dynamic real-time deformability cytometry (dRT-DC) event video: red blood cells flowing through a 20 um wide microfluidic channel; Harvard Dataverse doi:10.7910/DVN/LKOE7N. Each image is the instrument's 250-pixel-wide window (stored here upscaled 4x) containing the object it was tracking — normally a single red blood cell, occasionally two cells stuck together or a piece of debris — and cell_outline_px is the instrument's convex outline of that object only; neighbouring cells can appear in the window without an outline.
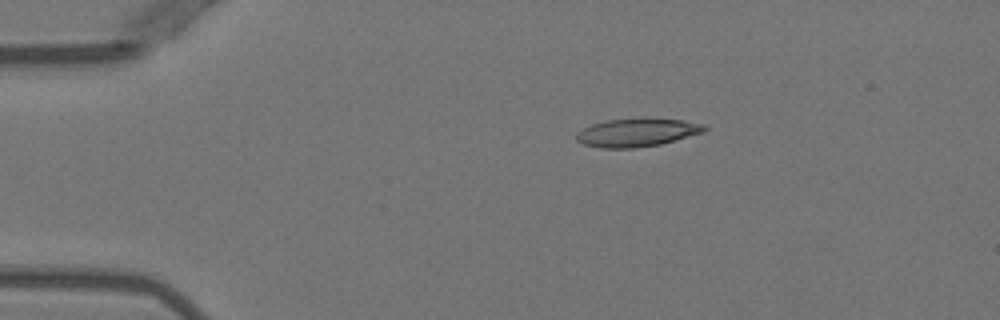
{"species": "Egyptian fruit bat (a non-hibernating species)", "species_latin": "Rousettus aegyptiacus", "temperature_condition": "warm", "stored_images_in_passage": 5, "camera_frame_rate_fps": 3000, "um_per_image_px": 0.085, "animal": {"sex": "female"}, "frame": {"image": 1, "passage_image": 2, "time_ms": 2.667, "image_size_px": [1000, 320], "cell_outline_px": [[708, 128], [704, 132], [660, 144], [636, 148], [600, 148], [584, 144], [576, 140], [576, 132], [592, 124], [608, 120], [644, 116], [684, 120], [708, 124]], "centroid_in_image_um": [54.2, 11.23], "position_along_channel_um": 30.8, "area_um2": 21.68}}
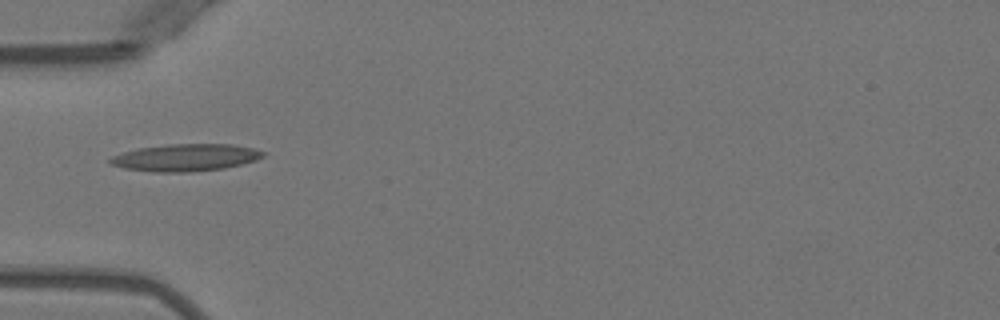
{"frame": {"image": 2, "passage_image": 4, "time_ms": 5.0, "image_size_px": [1000, 320], "cell_outline_px": [[264, 156], [256, 160], [224, 168], [192, 172], [156, 172], [124, 168], [108, 164], [108, 160], [112, 156], [136, 148], [168, 144], [232, 144], [252, 148], [264, 152]], "centroid_in_image_um": [15.73, 13.39], "position_along_channel_um": 69.3, "area_um2": 24.22}}
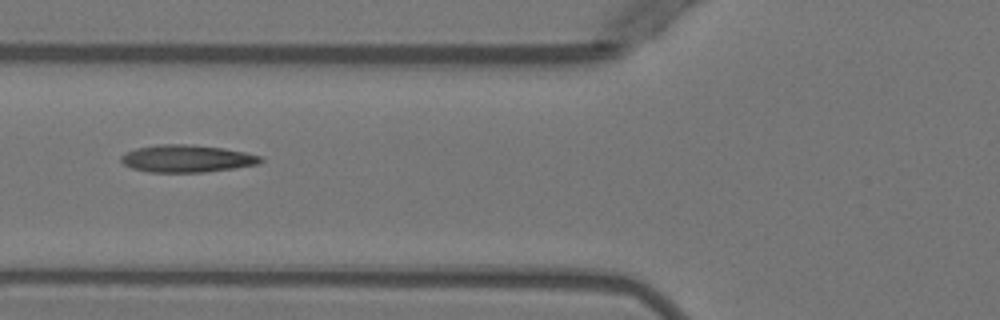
{"frame": {"image": 3, "passage_image": 5, "time_ms": 6.0, "image_size_px": [1000, 320], "cell_outline_px": [[264, 160], [260, 164], [204, 172], [148, 172], [132, 168], [124, 164], [120, 160], [120, 156], [136, 148], [156, 144], [184, 144], [224, 148], [244, 152], [260, 156]], "centroid_in_image_um": [15.87, 13.48], "position_along_channel_um": 109.9, "area_um2": 22.14}}